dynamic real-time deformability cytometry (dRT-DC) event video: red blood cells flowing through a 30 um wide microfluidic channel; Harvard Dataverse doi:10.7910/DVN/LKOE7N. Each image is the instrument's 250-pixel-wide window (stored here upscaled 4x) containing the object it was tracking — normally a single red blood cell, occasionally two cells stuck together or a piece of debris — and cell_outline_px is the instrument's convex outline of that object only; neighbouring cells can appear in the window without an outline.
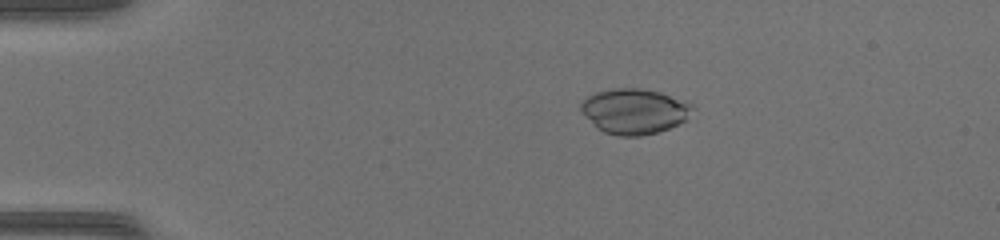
{"species": "common noctule bat (a hibernating species)", "species_latin": "Nyctalus noctula", "temperature_condition": "warm", "stored_images_in_passage": 48, "camera_frame_rate_fps": 3000, "um_per_image_px": 0.085, "animal": {"sex": "female", "body_mass_g": 17.0, "forearm_length_mm": 48.0}, "frame": {"image": 1, "passage_image": 10, "time_ms": 3.0, "image_size_px": [1000, 240], "cell_outline_px": [[692, 108], [684, 120], [668, 128], [656, 132], [640, 136], [620, 136], [604, 132], [596, 128], [580, 108], [580, 104], [588, 96], [596, 92], [612, 88], [640, 88], [660, 92], [692, 104]], "centroid_in_image_um": [53.87, 9.45], "position_along_channel_um": 31.1, "area_um2": 28.9}}
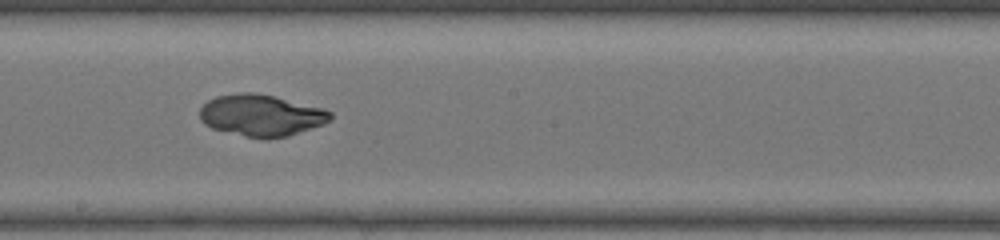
{"frame": {"image": 2, "passage_image": 28, "time_ms": 9.0, "image_size_px": [1000, 240], "cell_outline_px": [[332, 116], [324, 124], [288, 136], [244, 136], [212, 128], [204, 124], [200, 120], [200, 108], [208, 100], [216, 96], [240, 92], [256, 92], [276, 96], [324, 108], [332, 112]], "centroid_in_image_um": [22.2, 9.76], "position_along_channel_um": 226.0, "area_um2": 31.39}}
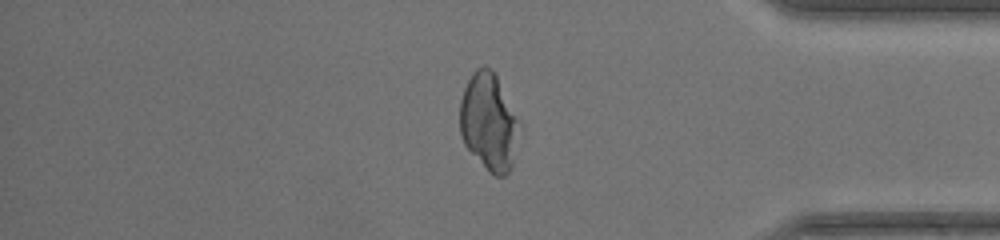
{"frame": {"image": 3, "passage_image": 41, "time_ms": 13.333, "image_size_px": [1000, 240], "cell_outline_px": [[516, 120], [512, 164], [508, 172], [504, 176], [496, 176], [488, 172], [464, 144], [460, 132], [460, 100], [464, 88], [472, 72], [476, 68], [488, 68], [496, 76]], "centroid_in_image_um": [41.45, 10.39], "position_along_channel_um": 393.8, "area_um2": 32.02}}